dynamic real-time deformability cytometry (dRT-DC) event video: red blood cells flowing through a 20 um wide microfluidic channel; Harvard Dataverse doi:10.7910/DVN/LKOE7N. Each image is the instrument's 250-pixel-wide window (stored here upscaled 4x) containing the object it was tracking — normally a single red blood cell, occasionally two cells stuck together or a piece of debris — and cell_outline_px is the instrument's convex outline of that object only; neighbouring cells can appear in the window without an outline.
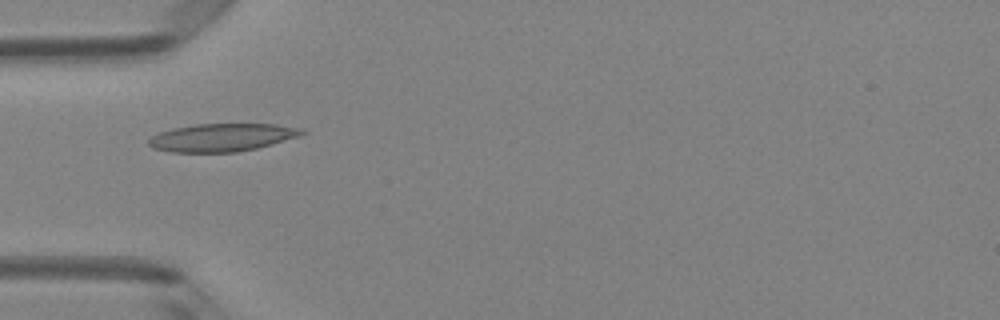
{"species": "Egyptian fruit bat (a non-hibernating species)", "species_latin": "Rousettus aegyptiacus", "temperature_condition": "room temperature", "stored_images_in_passage": 1, "camera_frame_rate_fps": 3000, "um_per_image_px": 0.085, "animal": {"sex": "female"}, "frame": {"image": 1, "passage_image": 1, "time_ms": 0.0, "image_size_px": [1000, 320], "cell_outline_px": [[308, 132], [300, 136], [272, 144], [256, 148], [236, 152], [172, 152], [152, 148], [148, 144], [148, 140], [152, 136], [160, 132], [172, 128], [196, 124], [276, 124], [304, 128]], "centroid_in_image_um": [18.9, 11.68], "position_along_channel_um": 66.1, "area_um2": 25.03}}